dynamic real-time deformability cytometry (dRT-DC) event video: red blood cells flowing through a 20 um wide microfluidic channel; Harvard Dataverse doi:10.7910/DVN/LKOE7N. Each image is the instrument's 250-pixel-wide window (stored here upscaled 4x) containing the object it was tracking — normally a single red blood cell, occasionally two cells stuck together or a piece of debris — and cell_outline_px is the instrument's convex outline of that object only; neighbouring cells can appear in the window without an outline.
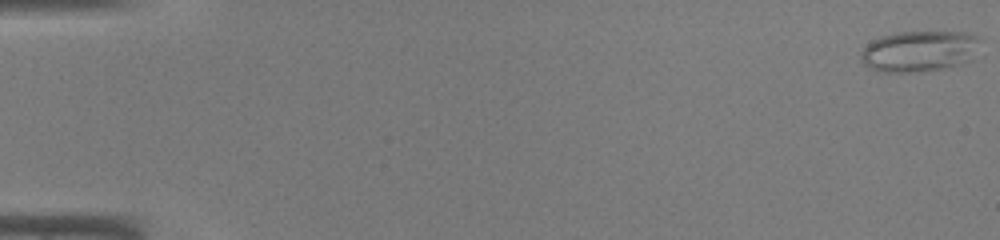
{"species": "common noctule bat (a hibernating species)", "species_latin": "Nyctalus noctula", "temperature_condition": "warm", "stored_images_in_passage": 46, "camera_frame_rate_fps": 3000, "um_per_image_px": 0.085, "animal": {"sex": "male", "body_mass_g": 19.0, "forearm_length_mm": 50.8}, "frame": {"image": 1, "passage_image": 1, "time_ms": 0.0, "image_size_px": [1000, 240], "cell_outline_px": [[984, 40], [976, 56], [972, 60], [940, 68], [912, 72], [880, 72], [864, 64], [860, 60], [860, 56], [864, 48], [872, 40], [880, 36], [896, 32], [968, 32], [980, 36]], "centroid_in_image_um": [78.21, 4.32], "position_along_channel_um": 6.8, "area_um2": 28.84}}
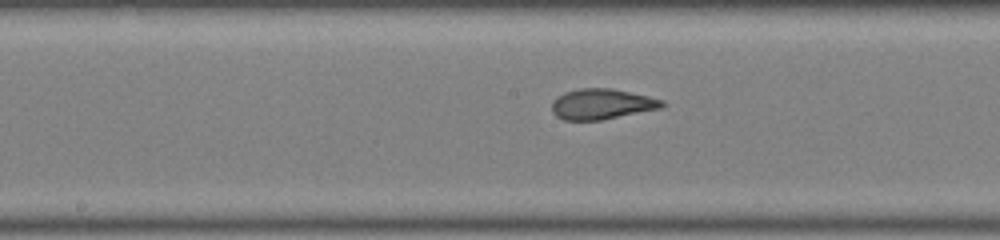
{"frame": {"image": 2, "passage_image": 25, "time_ms": 8.0, "image_size_px": [1000, 240], "cell_outline_px": [[668, 104], [664, 108], [600, 120], [564, 120], [556, 116], [552, 112], [552, 100], [556, 96], [564, 92], [580, 88], [612, 88], [648, 96], [664, 100]], "centroid_in_image_um": [51.17, 8.84], "position_along_channel_um": 197.0, "area_um2": 19.88}}
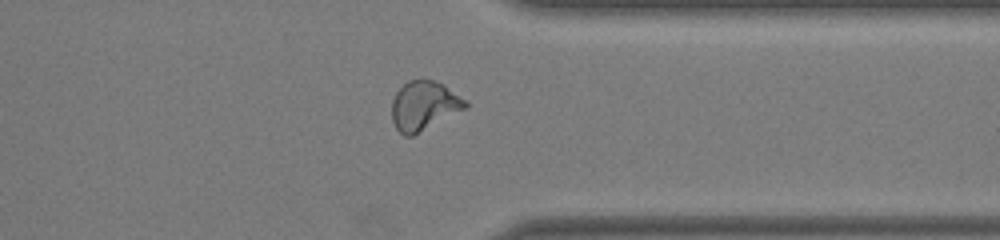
{"frame": {"image": 3, "passage_image": 37, "time_ms": 12.0, "image_size_px": [1000, 240], "cell_outline_px": [[468, 108], [412, 136], [404, 136], [396, 128], [392, 120], [392, 100], [396, 92], [408, 80], [420, 76], [436, 80], [444, 84], [468, 100]], "centroid_in_image_um": [36.07, 8.94], "position_along_channel_um": 375.3, "area_um2": 21.73}}